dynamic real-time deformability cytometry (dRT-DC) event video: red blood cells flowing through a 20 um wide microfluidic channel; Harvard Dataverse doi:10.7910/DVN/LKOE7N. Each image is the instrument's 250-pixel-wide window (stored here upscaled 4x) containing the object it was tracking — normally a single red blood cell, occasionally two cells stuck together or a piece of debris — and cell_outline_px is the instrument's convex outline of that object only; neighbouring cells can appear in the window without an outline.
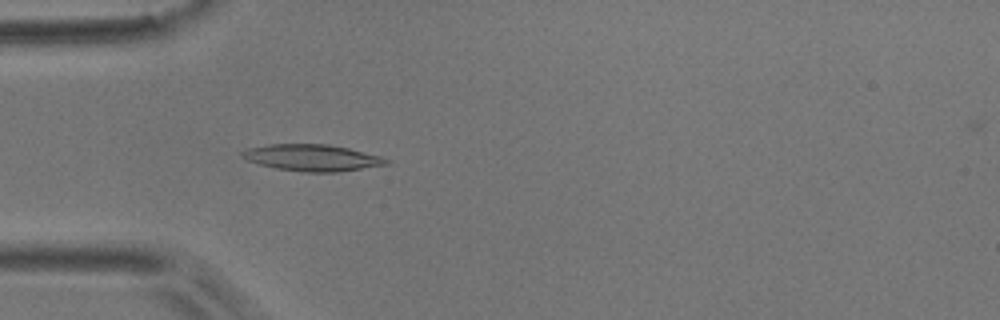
{"species": "common noctule bat (a hibernating species)", "species_latin": "Nyctalus noctula", "temperature_condition": "room temperature", "stored_images_in_passage": 47, "camera_frame_rate_fps": 3000, "um_per_image_px": 0.085, "animal": {"sex": "male", "body_mass_g": 17.9}, "frame": {"image": 1, "passage_image": 10, "time_ms": 3.0, "image_size_px": [1000, 320], "cell_outline_px": [[392, 164], [340, 172], [304, 172], [276, 168], [260, 164], [248, 160], [240, 156], [240, 152], [248, 148], [268, 144], [328, 144], [348, 148], [380, 156], [392, 160]], "centroid_in_image_um": [26.58, 13.41], "position_along_channel_um": 58.4, "area_um2": 22.48}}
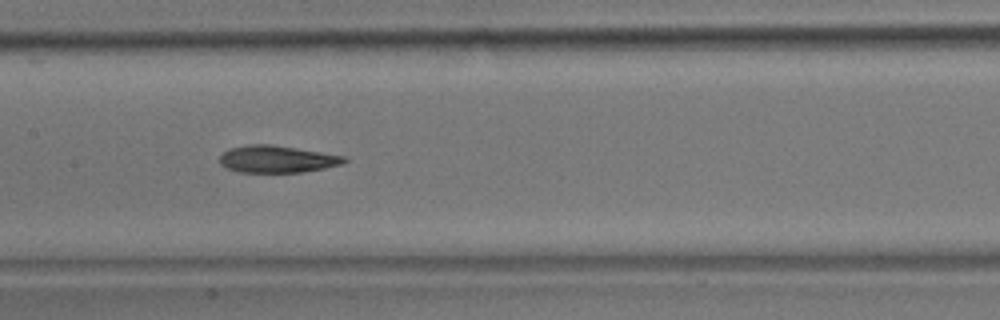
{"frame": {"image": 2, "passage_image": 20, "time_ms": 6.333, "image_size_px": [1000, 320], "cell_outline_px": [[348, 160], [340, 164], [324, 168], [304, 172], [240, 172], [228, 168], [220, 164], [220, 156], [224, 152], [232, 148], [248, 144], [272, 144], [344, 156]], "centroid_in_image_um": [23.54, 13.52], "position_along_channel_um": 183.9, "area_um2": 19.42}}
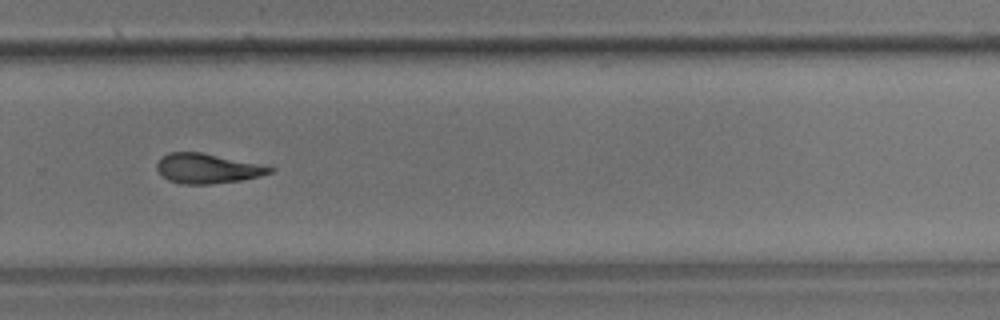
{"frame": {"image": 3, "passage_image": 30, "time_ms": 9.667, "image_size_px": [1000, 320], "cell_outline_px": [[276, 168], [272, 172], [260, 176], [240, 180], [208, 184], [180, 184], [168, 180], [156, 168], [156, 164], [160, 156], [168, 152], [200, 152]], "centroid_in_image_um": [17.57, 14.32], "position_along_channel_um": 312.2, "area_um2": 19.36}, "authors_computed_cell_mechanics": {"area_um2": 19.941, "velocity_mm_per_s": 3.8671, "shape_relaxation_time_tau1_ms": 10.8997, "shape_relaxation_time_tau2_ms": 5.1936, "deformation_change_tau1": 0.2238, "deformation_change_tau2": 0.1459}}